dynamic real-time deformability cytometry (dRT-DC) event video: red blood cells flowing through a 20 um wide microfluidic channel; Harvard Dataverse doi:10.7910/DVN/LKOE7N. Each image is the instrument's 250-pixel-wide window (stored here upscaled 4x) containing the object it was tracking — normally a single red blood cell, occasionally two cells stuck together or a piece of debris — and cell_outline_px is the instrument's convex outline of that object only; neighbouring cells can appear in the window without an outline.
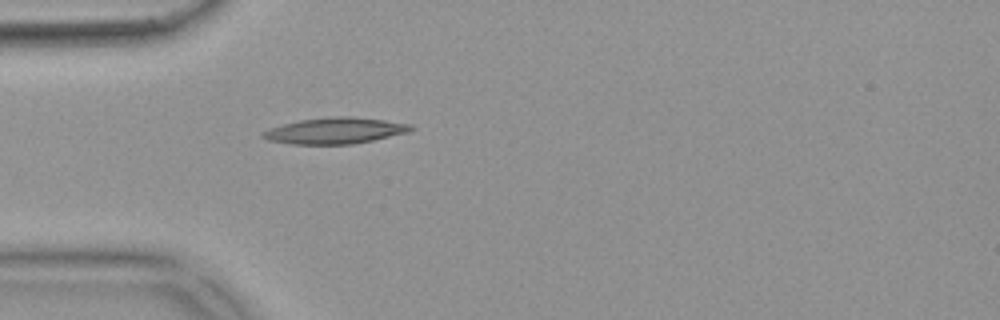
{"species": "common noctule bat (a hibernating species)", "species_latin": "Nyctalus noctula", "temperature_condition": "warm", "stored_images_in_passage": 35, "camera_frame_rate_fps": 3000, "um_per_image_px": 0.085, "animal": {"sex": "female", "body_mass_g": 18.4}, "frame": {"image": 1, "passage_image": 1, "time_ms": 0.0, "image_size_px": [1000, 320], "cell_outline_px": [[416, 128], [408, 132], [372, 140], [352, 144], [292, 144], [268, 140], [260, 136], [260, 132], [268, 128], [300, 120], [332, 116], [352, 116], [384, 120], [412, 124]], "centroid_in_image_um": [28.46, 11.1], "position_along_channel_um": 56.5, "area_um2": 22.6}}
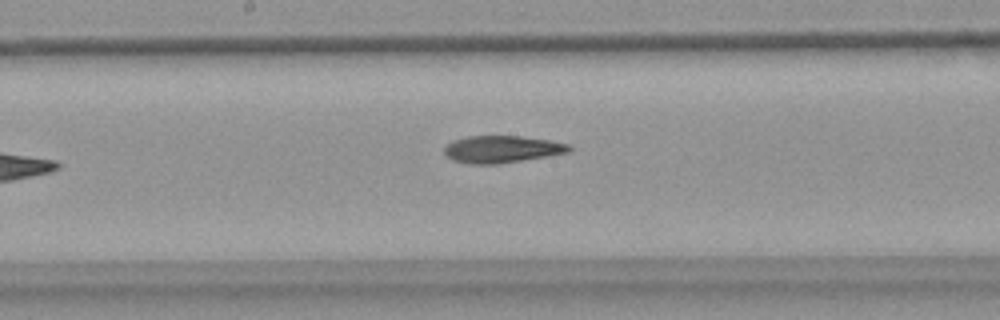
{"frame": {"image": 2, "passage_image": 13, "time_ms": 4.0, "image_size_px": [1000, 320], "cell_outline_px": [[572, 152], [548, 156], [496, 164], [468, 164], [452, 160], [444, 152], [444, 148], [452, 140], [468, 136], [520, 136], [548, 140], [568, 144], [572, 148]], "centroid_in_image_um": [42.66, 12.68], "position_along_channel_um": 205.5, "area_um2": 19.71}}
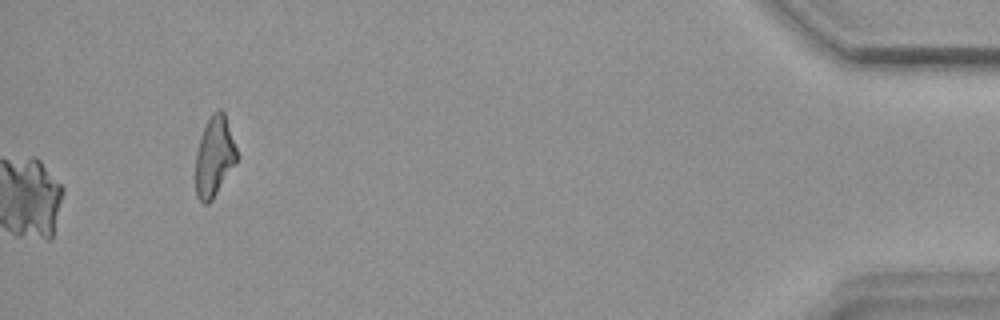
{"frame": {"image": 3, "passage_image": 35, "time_ms": 11.333, "image_size_px": [1000, 320], "cell_outline_px": [[236, 164], [212, 200], [208, 204], [204, 204], [196, 196], [196, 152], [200, 136], [212, 112], [220, 108], [224, 112], [236, 148]], "centroid_in_image_um": [18.21, 13.32], "position_along_channel_um": 417.0, "area_um2": 19.13}, "authors_computed_cell_mechanics": {"area_um2": 20.5768, "velocity_mm_per_s": 3.8494, "shape_relaxation_time_tau1_ms": null, "shape_relaxation_time_tau2_ms": 5.4444, "deformation_change_tau1": null, "deformation_change_tau2": 0.1647}}